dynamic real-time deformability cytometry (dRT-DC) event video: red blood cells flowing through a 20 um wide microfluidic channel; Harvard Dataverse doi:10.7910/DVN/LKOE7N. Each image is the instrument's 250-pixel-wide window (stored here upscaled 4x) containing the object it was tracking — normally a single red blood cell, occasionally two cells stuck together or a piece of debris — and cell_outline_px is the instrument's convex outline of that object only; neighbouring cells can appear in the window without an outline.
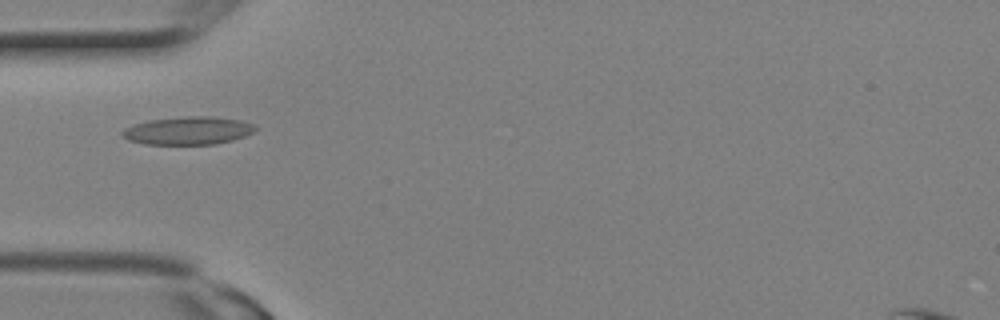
{"species": "Egyptian fruit bat (a non-hibernating species)", "species_latin": "Rousettus aegyptiacus", "temperature_condition": "room temperature", "stored_images_in_passage": 9, "camera_frame_rate_fps": 3000, "um_per_image_px": 0.085, "animal": {"sex": "female"}, "frame": {"image": 1, "passage_image": 8, "time_ms": 2.333, "image_size_px": [1000, 320], "cell_outline_px": [[256, 128], [252, 132], [244, 136], [232, 140], [216, 144], [144, 144], [128, 140], [120, 132], [124, 128], [148, 120], [188, 116], [212, 116], [240, 120], [252, 124]], "centroid_in_image_um": [15.96, 11.1], "position_along_channel_um": 69.0, "area_um2": 21.5}}